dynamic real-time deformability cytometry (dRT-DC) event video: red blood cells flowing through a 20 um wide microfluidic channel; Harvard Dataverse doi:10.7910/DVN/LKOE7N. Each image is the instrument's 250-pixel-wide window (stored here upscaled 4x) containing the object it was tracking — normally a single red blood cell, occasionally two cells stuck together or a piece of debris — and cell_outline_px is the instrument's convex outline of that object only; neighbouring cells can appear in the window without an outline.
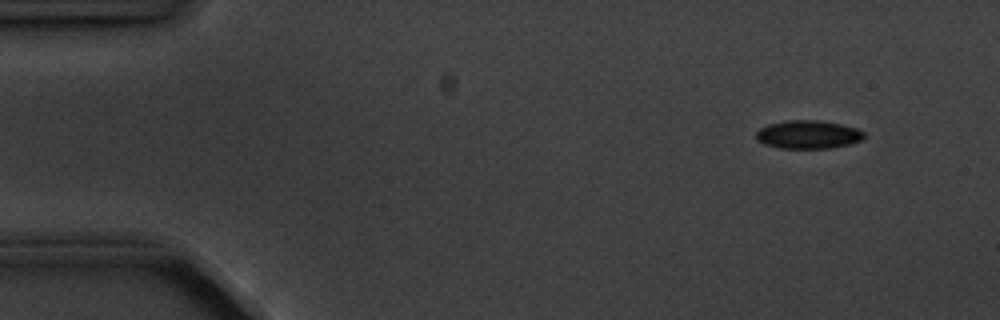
{"species": "common noctule bat (a hibernating species)", "species_latin": "Nyctalus noctula", "temperature_condition": "cold", "stored_images_in_passage": 5, "camera_frame_rate_fps": 3000, "um_per_image_px": 0.085, "animal": {"sex": "male", "body_mass_g": 20.1, "forearm_length_mm": 53.5}, "frame": {"image": 1, "passage_image": 2, "time_ms": 1.333, "image_size_px": [1000, 320], "cell_outline_px": [[864, 136], [860, 140], [848, 144], [832, 148], [780, 148], [764, 144], [756, 140], [756, 132], [760, 128], [768, 124], [788, 120], [816, 120], [840, 124], [856, 128], [864, 132]], "centroid_in_image_um": [68.65, 11.43], "position_along_channel_um": 16.3, "area_um2": 17.69}}